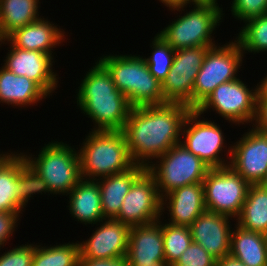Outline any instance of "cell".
Here are the masks:
<instances>
[{
	"instance_id": "cell-4",
	"label": "cell",
	"mask_w": 267,
	"mask_h": 266,
	"mask_svg": "<svg viewBox=\"0 0 267 266\" xmlns=\"http://www.w3.org/2000/svg\"><path fill=\"white\" fill-rule=\"evenodd\" d=\"M98 61L111 74L116 88L128 99L132 107L167 103L162 83L149 70L140 55H102Z\"/></svg>"
},
{
	"instance_id": "cell-6",
	"label": "cell",
	"mask_w": 267,
	"mask_h": 266,
	"mask_svg": "<svg viewBox=\"0 0 267 266\" xmlns=\"http://www.w3.org/2000/svg\"><path fill=\"white\" fill-rule=\"evenodd\" d=\"M192 8L157 33L175 51L189 47L216 46L211 34L222 22L220 20H223V8L219 5L199 4H193Z\"/></svg>"
},
{
	"instance_id": "cell-43",
	"label": "cell",
	"mask_w": 267,
	"mask_h": 266,
	"mask_svg": "<svg viewBox=\"0 0 267 266\" xmlns=\"http://www.w3.org/2000/svg\"><path fill=\"white\" fill-rule=\"evenodd\" d=\"M260 185L262 187H264L265 189H267V172H266V175L265 177L263 178V180L260 182Z\"/></svg>"
},
{
	"instance_id": "cell-28",
	"label": "cell",
	"mask_w": 267,
	"mask_h": 266,
	"mask_svg": "<svg viewBox=\"0 0 267 266\" xmlns=\"http://www.w3.org/2000/svg\"><path fill=\"white\" fill-rule=\"evenodd\" d=\"M79 257L78 241L49 247L34 245L31 266H79Z\"/></svg>"
},
{
	"instance_id": "cell-13",
	"label": "cell",
	"mask_w": 267,
	"mask_h": 266,
	"mask_svg": "<svg viewBox=\"0 0 267 266\" xmlns=\"http://www.w3.org/2000/svg\"><path fill=\"white\" fill-rule=\"evenodd\" d=\"M161 197L153 176L146 170L131 186L120 208L117 221L134 227L162 218Z\"/></svg>"
},
{
	"instance_id": "cell-41",
	"label": "cell",
	"mask_w": 267,
	"mask_h": 266,
	"mask_svg": "<svg viewBox=\"0 0 267 266\" xmlns=\"http://www.w3.org/2000/svg\"><path fill=\"white\" fill-rule=\"evenodd\" d=\"M257 99H267V74L256 86Z\"/></svg>"
},
{
	"instance_id": "cell-26",
	"label": "cell",
	"mask_w": 267,
	"mask_h": 266,
	"mask_svg": "<svg viewBox=\"0 0 267 266\" xmlns=\"http://www.w3.org/2000/svg\"><path fill=\"white\" fill-rule=\"evenodd\" d=\"M236 224L249 231L267 233V189L250 184Z\"/></svg>"
},
{
	"instance_id": "cell-3",
	"label": "cell",
	"mask_w": 267,
	"mask_h": 266,
	"mask_svg": "<svg viewBox=\"0 0 267 266\" xmlns=\"http://www.w3.org/2000/svg\"><path fill=\"white\" fill-rule=\"evenodd\" d=\"M83 141L78 150L82 179L97 180L135 165L122 131H90Z\"/></svg>"
},
{
	"instance_id": "cell-2",
	"label": "cell",
	"mask_w": 267,
	"mask_h": 266,
	"mask_svg": "<svg viewBox=\"0 0 267 266\" xmlns=\"http://www.w3.org/2000/svg\"><path fill=\"white\" fill-rule=\"evenodd\" d=\"M77 89V106L94 122L92 131H122L132 109L111 74L97 60Z\"/></svg>"
},
{
	"instance_id": "cell-23",
	"label": "cell",
	"mask_w": 267,
	"mask_h": 266,
	"mask_svg": "<svg viewBox=\"0 0 267 266\" xmlns=\"http://www.w3.org/2000/svg\"><path fill=\"white\" fill-rule=\"evenodd\" d=\"M48 94L26 76H18L5 67L0 69V103L18 107L35 105Z\"/></svg>"
},
{
	"instance_id": "cell-19",
	"label": "cell",
	"mask_w": 267,
	"mask_h": 266,
	"mask_svg": "<svg viewBox=\"0 0 267 266\" xmlns=\"http://www.w3.org/2000/svg\"><path fill=\"white\" fill-rule=\"evenodd\" d=\"M165 210L169 211L168 217L170 214L168 223L190 227L206 211L203 183L179 187L164 195L161 198V214Z\"/></svg>"
},
{
	"instance_id": "cell-40",
	"label": "cell",
	"mask_w": 267,
	"mask_h": 266,
	"mask_svg": "<svg viewBox=\"0 0 267 266\" xmlns=\"http://www.w3.org/2000/svg\"><path fill=\"white\" fill-rule=\"evenodd\" d=\"M216 266H246L242 261L238 260L231 254L225 255L217 259Z\"/></svg>"
},
{
	"instance_id": "cell-27",
	"label": "cell",
	"mask_w": 267,
	"mask_h": 266,
	"mask_svg": "<svg viewBox=\"0 0 267 266\" xmlns=\"http://www.w3.org/2000/svg\"><path fill=\"white\" fill-rule=\"evenodd\" d=\"M18 152H7L0 160V212L22 213L25 206L17 198Z\"/></svg>"
},
{
	"instance_id": "cell-37",
	"label": "cell",
	"mask_w": 267,
	"mask_h": 266,
	"mask_svg": "<svg viewBox=\"0 0 267 266\" xmlns=\"http://www.w3.org/2000/svg\"><path fill=\"white\" fill-rule=\"evenodd\" d=\"M79 266H128L126 256L110 259L79 258Z\"/></svg>"
},
{
	"instance_id": "cell-10",
	"label": "cell",
	"mask_w": 267,
	"mask_h": 266,
	"mask_svg": "<svg viewBox=\"0 0 267 266\" xmlns=\"http://www.w3.org/2000/svg\"><path fill=\"white\" fill-rule=\"evenodd\" d=\"M200 117L202 116L196 109H192L189 112L182 128L183 138L181 139V144L188 151L199 157L210 169L229 166L232 146L228 147L226 154L229 157L226 156L227 159L225 161L221 156L224 147L227 146H224V141L226 140L220 125L211 120H201Z\"/></svg>"
},
{
	"instance_id": "cell-16",
	"label": "cell",
	"mask_w": 267,
	"mask_h": 266,
	"mask_svg": "<svg viewBox=\"0 0 267 266\" xmlns=\"http://www.w3.org/2000/svg\"><path fill=\"white\" fill-rule=\"evenodd\" d=\"M92 236L79 244V258L110 259L127 255L130 227L116 219H103Z\"/></svg>"
},
{
	"instance_id": "cell-18",
	"label": "cell",
	"mask_w": 267,
	"mask_h": 266,
	"mask_svg": "<svg viewBox=\"0 0 267 266\" xmlns=\"http://www.w3.org/2000/svg\"><path fill=\"white\" fill-rule=\"evenodd\" d=\"M231 217L205 211L189 227L194 243L201 245L214 258L230 254Z\"/></svg>"
},
{
	"instance_id": "cell-22",
	"label": "cell",
	"mask_w": 267,
	"mask_h": 266,
	"mask_svg": "<svg viewBox=\"0 0 267 266\" xmlns=\"http://www.w3.org/2000/svg\"><path fill=\"white\" fill-rule=\"evenodd\" d=\"M69 195V213L82 224H98L105 219L101 205V191L95 180L82 179Z\"/></svg>"
},
{
	"instance_id": "cell-39",
	"label": "cell",
	"mask_w": 267,
	"mask_h": 266,
	"mask_svg": "<svg viewBox=\"0 0 267 266\" xmlns=\"http://www.w3.org/2000/svg\"><path fill=\"white\" fill-rule=\"evenodd\" d=\"M191 4H199V5H219L217 0H180V4L169 6L168 9L171 11H185L187 5Z\"/></svg>"
},
{
	"instance_id": "cell-33",
	"label": "cell",
	"mask_w": 267,
	"mask_h": 266,
	"mask_svg": "<svg viewBox=\"0 0 267 266\" xmlns=\"http://www.w3.org/2000/svg\"><path fill=\"white\" fill-rule=\"evenodd\" d=\"M232 16L243 23L251 18L267 14V0H233Z\"/></svg>"
},
{
	"instance_id": "cell-34",
	"label": "cell",
	"mask_w": 267,
	"mask_h": 266,
	"mask_svg": "<svg viewBox=\"0 0 267 266\" xmlns=\"http://www.w3.org/2000/svg\"><path fill=\"white\" fill-rule=\"evenodd\" d=\"M217 259L192 242L173 266H216Z\"/></svg>"
},
{
	"instance_id": "cell-21",
	"label": "cell",
	"mask_w": 267,
	"mask_h": 266,
	"mask_svg": "<svg viewBox=\"0 0 267 266\" xmlns=\"http://www.w3.org/2000/svg\"><path fill=\"white\" fill-rule=\"evenodd\" d=\"M147 170L135 164L125 172L112 174L95 180L101 191L102 212L105 219H115L132 184Z\"/></svg>"
},
{
	"instance_id": "cell-1",
	"label": "cell",
	"mask_w": 267,
	"mask_h": 266,
	"mask_svg": "<svg viewBox=\"0 0 267 266\" xmlns=\"http://www.w3.org/2000/svg\"><path fill=\"white\" fill-rule=\"evenodd\" d=\"M191 110L185 104L169 102L132 107L122 132L133 162L147 168L153 159L181 143L183 124Z\"/></svg>"
},
{
	"instance_id": "cell-5",
	"label": "cell",
	"mask_w": 267,
	"mask_h": 266,
	"mask_svg": "<svg viewBox=\"0 0 267 266\" xmlns=\"http://www.w3.org/2000/svg\"><path fill=\"white\" fill-rule=\"evenodd\" d=\"M44 145L38 157L23 153L26 162L44 179L50 194L67 196L82 180L78 151L62 141Z\"/></svg>"
},
{
	"instance_id": "cell-12",
	"label": "cell",
	"mask_w": 267,
	"mask_h": 266,
	"mask_svg": "<svg viewBox=\"0 0 267 266\" xmlns=\"http://www.w3.org/2000/svg\"><path fill=\"white\" fill-rule=\"evenodd\" d=\"M210 47L213 46L189 47L175 51L173 65L162 83L166 102L182 103L192 109L194 83Z\"/></svg>"
},
{
	"instance_id": "cell-15",
	"label": "cell",
	"mask_w": 267,
	"mask_h": 266,
	"mask_svg": "<svg viewBox=\"0 0 267 266\" xmlns=\"http://www.w3.org/2000/svg\"><path fill=\"white\" fill-rule=\"evenodd\" d=\"M7 41V42H6ZM10 44L3 67L18 76H26L36 82L49 96L58 88V74L52 67L55 63L50 54L34 50H22L14 47L6 38L0 45Z\"/></svg>"
},
{
	"instance_id": "cell-35",
	"label": "cell",
	"mask_w": 267,
	"mask_h": 266,
	"mask_svg": "<svg viewBox=\"0 0 267 266\" xmlns=\"http://www.w3.org/2000/svg\"><path fill=\"white\" fill-rule=\"evenodd\" d=\"M33 257L34 245L22 244L0 255V266H31Z\"/></svg>"
},
{
	"instance_id": "cell-20",
	"label": "cell",
	"mask_w": 267,
	"mask_h": 266,
	"mask_svg": "<svg viewBox=\"0 0 267 266\" xmlns=\"http://www.w3.org/2000/svg\"><path fill=\"white\" fill-rule=\"evenodd\" d=\"M44 17L14 30L6 39L14 46L22 50L41 51L50 54L53 58V48H57L66 38L62 28L57 27Z\"/></svg>"
},
{
	"instance_id": "cell-29",
	"label": "cell",
	"mask_w": 267,
	"mask_h": 266,
	"mask_svg": "<svg viewBox=\"0 0 267 266\" xmlns=\"http://www.w3.org/2000/svg\"><path fill=\"white\" fill-rule=\"evenodd\" d=\"M244 23L235 38L243 54L267 52V14L248 19Z\"/></svg>"
},
{
	"instance_id": "cell-42",
	"label": "cell",
	"mask_w": 267,
	"mask_h": 266,
	"mask_svg": "<svg viewBox=\"0 0 267 266\" xmlns=\"http://www.w3.org/2000/svg\"><path fill=\"white\" fill-rule=\"evenodd\" d=\"M161 1L166 7L180 4V0H159Z\"/></svg>"
},
{
	"instance_id": "cell-24",
	"label": "cell",
	"mask_w": 267,
	"mask_h": 266,
	"mask_svg": "<svg viewBox=\"0 0 267 266\" xmlns=\"http://www.w3.org/2000/svg\"><path fill=\"white\" fill-rule=\"evenodd\" d=\"M235 226L231 232L230 254L246 266H267L264 234Z\"/></svg>"
},
{
	"instance_id": "cell-32",
	"label": "cell",
	"mask_w": 267,
	"mask_h": 266,
	"mask_svg": "<svg viewBox=\"0 0 267 266\" xmlns=\"http://www.w3.org/2000/svg\"><path fill=\"white\" fill-rule=\"evenodd\" d=\"M150 47L152 55L144 58L150 73L161 83L166 79L174 61L175 50L156 34Z\"/></svg>"
},
{
	"instance_id": "cell-17",
	"label": "cell",
	"mask_w": 267,
	"mask_h": 266,
	"mask_svg": "<svg viewBox=\"0 0 267 266\" xmlns=\"http://www.w3.org/2000/svg\"><path fill=\"white\" fill-rule=\"evenodd\" d=\"M130 227L128 266H171L164 256L162 221Z\"/></svg>"
},
{
	"instance_id": "cell-25",
	"label": "cell",
	"mask_w": 267,
	"mask_h": 266,
	"mask_svg": "<svg viewBox=\"0 0 267 266\" xmlns=\"http://www.w3.org/2000/svg\"><path fill=\"white\" fill-rule=\"evenodd\" d=\"M39 0H0V40L38 19Z\"/></svg>"
},
{
	"instance_id": "cell-7",
	"label": "cell",
	"mask_w": 267,
	"mask_h": 266,
	"mask_svg": "<svg viewBox=\"0 0 267 266\" xmlns=\"http://www.w3.org/2000/svg\"><path fill=\"white\" fill-rule=\"evenodd\" d=\"M147 167L155 179L159 196L162 198L172 190L203 183L210 169L199 157L178 143Z\"/></svg>"
},
{
	"instance_id": "cell-36",
	"label": "cell",
	"mask_w": 267,
	"mask_h": 266,
	"mask_svg": "<svg viewBox=\"0 0 267 266\" xmlns=\"http://www.w3.org/2000/svg\"><path fill=\"white\" fill-rule=\"evenodd\" d=\"M23 213H8L0 212V249L5 247L7 241H9L11 235L18 227L19 216Z\"/></svg>"
},
{
	"instance_id": "cell-11",
	"label": "cell",
	"mask_w": 267,
	"mask_h": 266,
	"mask_svg": "<svg viewBox=\"0 0 267 266\" xmlns=\"http://www.w3.org/2000/svg\"><path fill=\"white\" fill-rule=\"evenodd\" d=\"M256 106L257 88L250 90L238 77L217 86L196 110L202 115L212 108L226 121L245 125L254 122Z\"/></svg>"
},
{
	"instance_id": "cell-38",
	"label": "cell",
	"mask_w": 267,
	"mask_h": 266,
	"mask_svg": "<svg viewBox=\"0 0 267 266\" xmlns=\"http://www.w3.org/2000/svg\"><path fill=\"white\" fill-rule=\"evenodd\" d=\"M254 123L252 126L256 130L267 133V99H257Z\"/></svg>"
},
{
	"instance_id": "cell-31",
	"label": "cell",
	"mask_w": 267,
	"mask_h": 266,
	"mask_svg": "<svg viewBox=\"0 0 267 266\" xmlns=\"http://www.w3.org/2000/svg\"><path fill=\"white\" fill-rule=\"evenodd\" d=\"M162 236L165 260L173 266L193 242L190 228L163 222Z\"/></svg>"
},
{
	"instance_id": "cell-8",
	"label": "cell",
	"mask_w": 267,
	"mask_h": 266,
	"mask_svg": "<svg viewBox=\"0 0 267 266\" xmlns=\"http://www.w3.org/2000/svg\"><path fill=\"white\" fill-rule=\"evenodd\" d=\"M243 57L237 40L207 50L194 83L192 109H197L217 86L237 79Z\"/></svg>"
},
{
	"instance_id": "cell-14",
	"label": "cell",
	"mask_w": 267,
	"mask_h": 266,
	"mask_svg": "<svg viewBox=\"0 0 267 266\" xmlns=\"http://www.w3.org/2000/svg\"><path fill=\"white\" fill-rule=\"evenodd\" d=\"M231 146L229 166L249 184H260L267 172V133L252 126Z\"/></svg>"
},
{
	"instance_id": "cell-44",
	"label": "cell",
	"mask_w": 267,
	"mask_h": 266,
	"mask_svg": "<svg viewBox=\"0 0 267 266\" xmlns=\"http://www.w3.org/2000/svg\"><path fill=\"white\" fill-rule=\"evenodd\" d=\"M264 240H265V245H266V253H267V233L264 234Z\"/></svg>"
},
{
	"instance_id": "cell-30",
	"label": "cell",
	"mask_w": 267,
	"mask_h": 266,
	"mask_svg": "<svg viewBox=\"0 0 267 266\" xmlns=\"http://www.w3.org/2000/svg\"><path fill=\"white\" fill-rule=\"evenodd\" d=\"M50 193L44 179L26 162L23 152L18 153V182L17 198L26 207L28 201L35 194Z\"/></svg>"
},
{
	"instance_id": "cell-45",
	"label": "cell",
	"mask_w": 267,
	"mask_h": 266,
	"mask_svg": "<svg viewBox=\"0 0 267 266\" xmlns=\"http://www.w3.org/2000/svg\"><path fill=\"white\" fill-rule=\"evenodd\" d=\"M6 154H7L6 152L4 153V152L2 151V153L0 154V160H1Z\"/></svg>"
},
{
	"instance_id": "cell-9",
	"label": "cell",
	"mask_w": 267,
	"mask_h": 266,
	"mask_svg": "<svg viewBox=\"0 0 267 266\" xmlns=\"http://www.w3.org/2000/svg\"><path fill=\"white\" fill-rule=\"evenodd\" d=\"M250 184L232 167L209 169L203 180L206 211L238 218Z\"/></svg>"
}]
</instances>
